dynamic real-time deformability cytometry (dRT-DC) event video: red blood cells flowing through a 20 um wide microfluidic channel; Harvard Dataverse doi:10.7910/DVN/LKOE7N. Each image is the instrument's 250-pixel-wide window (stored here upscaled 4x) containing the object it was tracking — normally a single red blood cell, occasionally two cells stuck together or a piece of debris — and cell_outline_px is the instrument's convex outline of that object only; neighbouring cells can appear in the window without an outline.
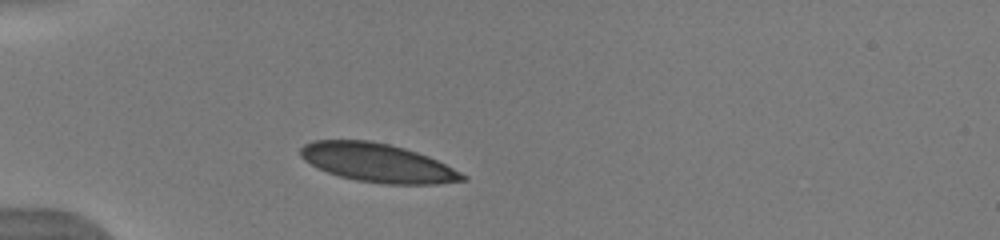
{"species": "human", "species_latin": "Homo sapiens", "temperature_condition": "warm", "stored_images_in_passage": 37, "camera_frame_rate_fps": 3000, "um_per_image_px": 0.085, "donor": {"sex": "male"}, "frame": {"image": 1, "passage_image": 1, "time_ms": 0.0, "image_size_px": [1000, 240], "cell_outline_px": [[468, 180], [436, 184], [384, 184], [356, 180], [340, 176], [328, 172], [304, 160], [300, 156], [300, 148], [304, 144], [312, 140], [372, 140], [404, 148], [428, 156], [468, 176]], "centroid_in_image_um": [32.09, 13.83], "position_along_channel_um": 52.9, "area_um2": 36.3}}
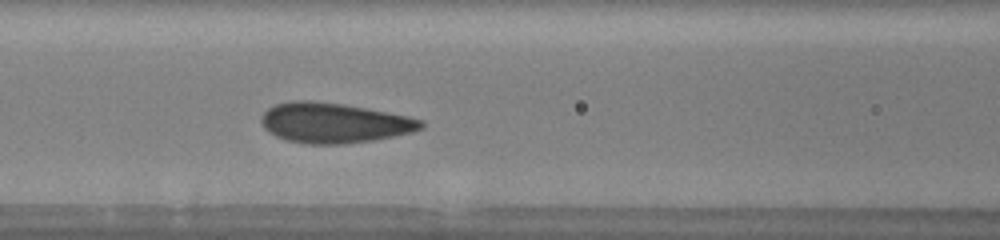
{"frame": {"image": 2, "passage_image": 9, "time_ms": 2.667, "image_size_px": [1000, 240], "cell_outline_px": [[424, 128], [412, 132], [372, 140], [344, 144], [308, 144], [288, 140], [276, 136], [268, 132], [264, 128], [260, 120], [260, 116], [268, 108], [276, 104], [292, 100], [312, 100], [344, 104], [388, 112], [408, 116], [424, 120]], "centroid_in_image_um": [28.38, 10.43], "position_along_channel_um": 138.2, "area_um2": 37.45}}
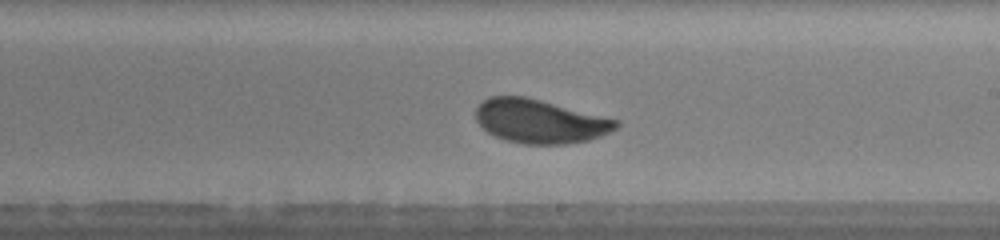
{"frame": {"image": 3, "passage_image": 17, "time_ms": 5.333, "image_size_px": [1000, 240], "cell_outline_px": [[620, 124], [616, 128], [600, 136], [588, 140], [564, 144], [524, 144], [504, 140], [488, 132], [476, 120], [476, 108], [488, 96], [524, 96], [620, 120]], "centroid_in_image_um": [45.89, 10.31], "position_along_channel_um": 243.1, "area_um2": 35.55}, "authors_computed_cell_mechanics": {"area_um2": 35.547, "velocity_mm_per_s": 3.9398, "shape_relaxation_time_tau1_ms": 6.3581, "shape_relaxation_time_tau2_ms": null, "deformation_change_tau1": 0.1755, "deformation_change_tau2": null}}